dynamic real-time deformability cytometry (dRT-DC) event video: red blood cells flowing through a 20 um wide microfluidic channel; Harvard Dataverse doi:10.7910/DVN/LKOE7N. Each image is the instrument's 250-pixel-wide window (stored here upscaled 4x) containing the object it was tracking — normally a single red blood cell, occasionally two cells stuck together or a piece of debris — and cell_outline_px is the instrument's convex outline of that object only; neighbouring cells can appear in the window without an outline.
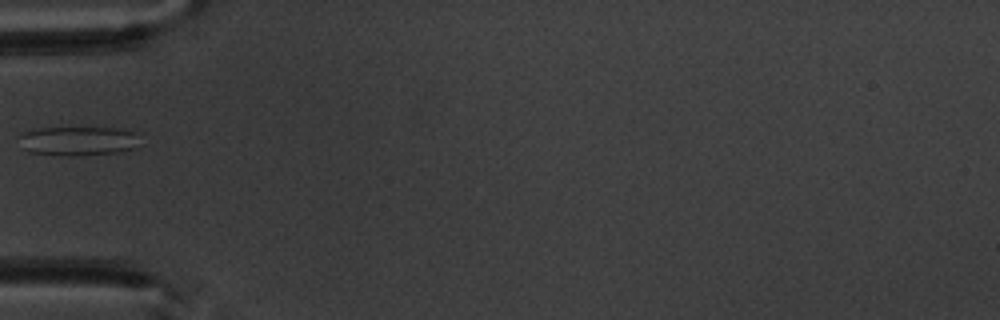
{"species": "common noctule bat (a hibernating species)", "species_latin": "Nyctalus noctula", "temperature_condition": "warm", "stored_images_in_passage": 3, "camera_frame_rate_fps": 3000, "um_per_image_px": 0.085, "animal": {"sex": "male", "body_mass_g": 20.1, "forearm_length_mm": 53.5}, "frame": {"image": 1, "passage_image": 3, "time_ms": 2.667, "image_size_px": [1000, 320], "cell_outline_px": [[136, 132], [132, 148], [116, 152], [80, 156], [64, 156], [28, 152], [24, 148], [16, 136], [32, 128], [116, 128]], "centroid_in_image_um": [6.49, 11.98], "position_along_channel_um": 78.5, "area_um2": 20.35}}